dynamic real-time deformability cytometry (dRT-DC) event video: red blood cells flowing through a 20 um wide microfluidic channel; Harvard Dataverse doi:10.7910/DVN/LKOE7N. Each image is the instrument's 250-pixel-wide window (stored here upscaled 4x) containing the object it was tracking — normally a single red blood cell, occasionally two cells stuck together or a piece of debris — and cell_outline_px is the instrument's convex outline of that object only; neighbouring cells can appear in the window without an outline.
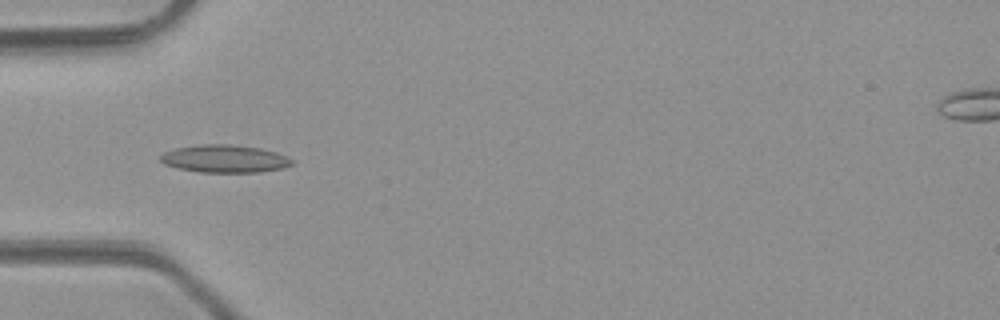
{"species": "common noctule bat (a hibernating species)", "species_latin": "Nyctalus noctula", "temperature_condition": "room temperature", "stored_images_in_passage": 34, "camera_frame_rate_fps": 3000, "um_per_image_px": 0.085, "animal": {"sex": "male", "body_mass_g": 23.1, "forearm_length_mm": 52.7}, "frame": {"image": 1, "passage_image": 1, "time_ms": 0.0, "image_size_px": [1000, 320], "cell_outline_px": [[292, 164], [284, 168], [260, 172], [200, 172], [176, 168], [164, 164], [160, 160], [160, 156], [164, 152], [176, 148], [200, 144], [228, 144], [260, 148], [276, 152], [292, 160]], "centroid_in_image_um": [19.07, 13.49], "position_along_channel_um": 65.9, "area_um2": 21.15}}
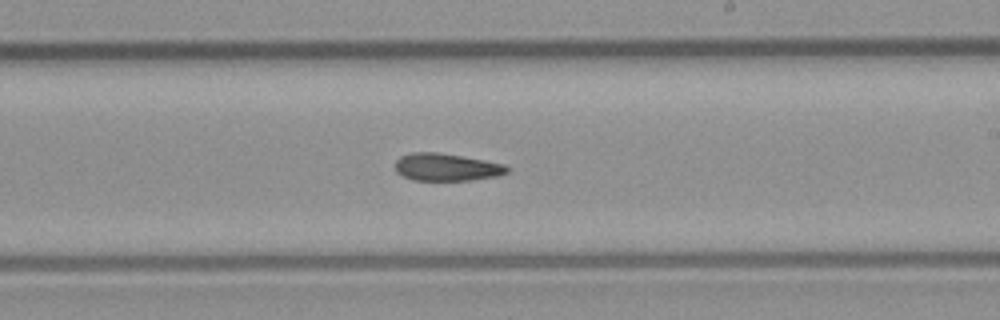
{"frame": {"image": 2, "passage_image": 14, "time_ms": 4.333, "image_size_px": [1000, 320], "cell_outline_px": [[512, 168], [508, 172], [496, 176], [472, 180], [412, 180], [400, 176], [396, 172], [396, 160], [400, 156], [412, 152], [436, 152], [484, 160], [504, 164]], "centroid_in_image_um": [37.93, 14.21], "position_along_channel_um": 251.1, "area_um2": 17.98}}
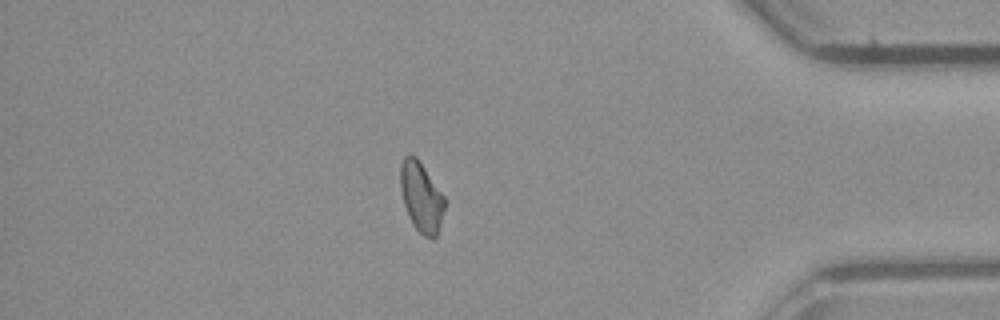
{"frame": {"image": 3, "passage_image": 27, "time_ms": 8.667, "image_size_px": [1000, 320], "cell_outline_px": [[444, 208], [436, 236], [432, 240], [424, 236], [412, 224], [408, 216], [404, 204], [400, 188], [400, 164], [404, 156], [408, 152], [412, 152], [416, 156], [444, 196]], "centroid_in_image_um": [35.77, 16.7], "position_along_channel_um": 399.4, "area_um2": 17.98}}